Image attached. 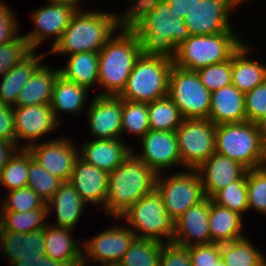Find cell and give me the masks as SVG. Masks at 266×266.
<instances>
[{"label":"cell","mask_w":266,"mask_h":266,"mask_svg":"<svg viewBox=\"0 0 266 266\" xmlns=\"http://www.w3.org/2000/svg\"><path fill=\"white\" fill-rule=\"evenodd\" d=\"M144 48L134 30L118 29L99 53L97 95L118 96ZM102 89V90H101Z\"/></svg>","instance_id":"cell-1"},{"label":"cell","mask_w":266,"mask_h":266,"mask_svg":"<svg viewBox=\"0 0 266 266\" xmlns=\"http://www.w3.org/2000/svg\"><path fill=\"white\" fill-rule=\"evenodd\" d=\"M118 29L116 12L77 9L60 41L48 54L69 56L80 52H99Z\"/></svg>","instance_id":"cell-2"},{"label":"cell","mask_w":266,"mask_h":266,"mask_svg":"<svg viewBox=\"0 0 266 266\" xmlns=\"http://www.w3.org/2000/svg\"><path fill=\"white\" fill-rule=\"evenodd\" d=\"M157 174L133 152L108 174L106 215L119 218L156 187Z\"/></svg>","instance_id":"cell-3"},{"label":"cell","mask_w":266,"mask_h":266,"mask_svg":"<svg viewBox=\"0 0 266 266\" xmlns=\"http://www.w3.org/2000/svg\"><path fill=\"white\" fill-rule=\"evenodd\" d=\"M173 65L172 55L143 52L118 96L142 103L168 96L169 76Z\"/></svg>","instance_id":"cell-4"},{"label":"cell","mask_w":266,"mask_h":266,"mask_svg":"<svg viewBox=\"0 0 266 266\" xmlns=\"http://www.w3.org/2000/svg\"><path fill=\"white\" fill-rule=\"evenodd\" d=\"M234 30L211 35H190L172 54L173 64L197 71L229 59L246 40Z\"/></svg>","instance_id":"cell-5"},{"label":"cell","mask_w":266,"mask_h":266,"mask_svg":"<svg viewBox=\"0 0 266 266\" xmlns=\"http://www.w3.org/2000/svg\"><path fill=\"white\" fill-rule=\"evenodd\" d=\"M141 42L144 52L172 55L189 36L184 19L171 11L166 0L133 29Z\"/></svg>","instance_id":"cell-6"},{"label":"cell","mask_w":266,"mask_h":266,"mask_svg":"<svg viewBox=\"0 0 266 266\" xmlns=\"http://www.w3.org/2000/svg\"><path fill=\"white\" fill-rule=\"evenodd\" d=\"M113 219H123L139 239L165 244L172 242L175 235V220L167 213L162 196L156 188L141 197L119 218Z\"/></svg>","instance_id":"cell-7"},{"label":"cell","mask_w":266,"mask_h":266,"mask_svg":"<svg viewBox=\"0 0 266 266\" xmlns=\"http://www.w3.org/2000/svg\"><path fill=\"white\" fill-rule=\"evenodd\" d=\"M215 152L232 159L247 170L261 167L266 145L254 122L216 125Z\"/></svg>","instance_id":"cell-8"},{"label":"cell","mask_w":266,"mask_h":266,"mask_svg":"<svg viewBox=\"0 0 266 266\" xmlns=\"http://www.w3.org/2000/svg\"><path fill=\"white\" fill-rule=\"evenodd\" d=\"M155 188L162 196L167 213L175 221L190 207L206 198L197 169L173 171L169 175L159 174Z\"/></svg>","instance_id":"cell-9"},{"label":"cell","mask_w":266,"mask_h":266,"mask_svg":"<svg viewBox=\"0 0 266 266\" xmlns=\"http://www.w3.org/2000/svg\"><path fill=\"white\" fill-rule=\"evenodd\" d=\"M168 96L184 119H208L211 92L203 86L196 71L173 65L169 76Z\"/></svg>","instance_id":"cell-10"},{"label":"cell","mask_w":266,"mask_h":266,"mask_svg":"<svg viewBox=\"0 0 266 266\" xmlns=\"http://www.w3.org/2000/svg\"><path fill=\"white\" fill-rule=\"evenodd\" d=\"M182 170L198 169L215 153L216 125L209 119H184L176 129Z\"/></svg>","instance_id":"cell-11"},{"label":"cell","mask_w":266,"mask_h":266,"mask_svg":"<svg viewBox=\"0 0 266 266\" xmlns=\"http://www.w3.org/2000/svg\"><path fill=\"white\" fill-rule=\"evenodd\" d=\"M120 223H113L104 231L100 230V233L83 240L82 266L113 264L121 261L136 237L124 222Z\"/></svg>","instance_id":"cell-12"},{"label":"cell","mask_w":266,"mask_h":266,"mask_svg":"<svg viewBox=\"0 0 266 266\" xmlns=\"http://www.w3.org/2000/svg\"><path fill=\"white\" fill-rule=\"evenodd\" d=\"M78 8L66 2H51L30 12L34 28L23 36L27 39L31 50L37 51L48 39H52L51 49L60 41L68 27L72 15Z\"/></svg>","instance_id":"cell-13"},{"label":"cell","mask_w":266,"mask_h":266,"mask_svg":"<svg viewBox=\"0 0 266 266\" xmlns=\"http://www.w3.org/2000/svg\"><path fill=\"white\" fill-rule=\"evenodd\" d=\"M60 137L47 141L40 140L26 149L41 167L62 182H69L78 157V144H75L76 141L72 138Z\"/></svg>","instance_id":"cell-14"},{"label":"cell","mask_w":266,"mask_h":266,"mask_svg":"<svg viewBox=\"0 0 266 266\" xmlns=\"http://www.w3.org/2000/svg\"><path fill=\"white\" fill-rule=\"evenodd\" d=\"M13 115L15 143L19 148L26 149L40 142L43 136H48L61 126L50 104L13 107ZM22 140L25 141L23 145Z\"/></svg>","instance_id":"cell-15"},{"label":"cell","mask_w":266,"mask_h":266,"mask_svg":"<svg viewBox=\"0 0 266 266\" xmlns=\"http://www.w3.org/2000/svg\"><path fill=\"white\" fill-rule=\"evenodd\" d=\"M237 8L233 0H201L187 13L184 22L190 35L223 33L234 30L229 17Z\"/></svg>","instance_id":"cell-16"},{"label":"cell","mask_w":266,"mask_h":266,"mask_svg":"<svg viewBox=\"0 0 266 266\" xmlns=\"http://www.w3.org/2000/svg\"><path fill=\"white\" fill-rule=\"evenodd\" d=\"M139 142L141 152L132 151L157 175L182 167L175 131L149 130Z\"/></svg>","instance_id":"cell-17"},{"label":"cell","mask_w":266,"mask_h":266,"mask_svg":"<svg viewBox=\"0 0 266 266\" xmlns=\"http://www.w3.org/2000/svg\"><path fill=\"white\" fill-rule=\"evenodd\" d=\"M85 111L92 139L122 138V98L95 94Z\"/></svg>","instance_id":"cell-18"},{"label":"cell","mask_w":266,"mask_h":266,"mask_svg":"<svg viewBox=\"0 0 266 266\" xmlns=\"http://www.w3.org/2000/svg\"><path fill=\"white\" fill-rule=\"evenodd\" d=\"M211 198L206 197L190 207L175 221L173 243L189 247L211 243L209 211Z\"/></svg>","instance_id":"cell-19"},{"label":"cell","mask_w":266,"mask_h":266,"mask_svg":"<svg viewBox=\"0 0 266 266\" xmlns=\"http://www.w3.org/2000/svg\"><path fill=\"white\" fill-rule=\"evenodd\" d=\"M69 183L80 198L106 213L108 173L77 157Z\"/></svg>","instance_id":"cell-20"},{"label":"cell","mask_w":266,"mask_h":266,"mask_svg":"<svg viewBox=\"0 0 266 266\" xmlns=\"http://www.w3.org/2000/svg\"><path fill=\"white\" fill-rule=\"evenodd\" d=\"M131 148L122 138L88 139L78 146V156L108 174L121 165L131 153Z\"/></svg>","instance_id":"cell-21"},{"label":"cell","mask_w":266,"mask_h":266,"mask_svg":"<svg viewBox=\"0 0 266 266\" xmlns=\"http://www.w3.org/2000/svg\"><path fill=\"white\" fill-rule=\"evenodd\" d=\"M204 195L212 198L230 183L239 180L247 169L232 159L213 153L198 169Z\"/></svg>","instance_id":"cell-22"},{"label":"cell","mask_w":266,"mask_h":266,"mask_svg":"<svg viewBox=\"0 0 266 266\" xmlns=\"http://www.w3.org/2000/svg\"><path fill=\"white\" fill-rule=\"evenodd\" d=\"M0 250L10 266L20 259L36 260L45 254L44 228L25 234L0 230Z\"/></svg>","instance_id":"cell-23"},{"label":"cell","mask_w":266,"mask_h":266,"mask_svg":"<svg viewBox=\"0 0 266 266\" xmlns=\"http://www.w3.org/2000/svg\"><path fill=\"white\" fill-rule=\"evenodd\" d=\"M211 107L208 119L215 125L247 121L245 93L233 84L226 85L211 93Z\"/></svg>","instance_id":"cell-24"},{"label":"cell","mask_w":266,"mask_h":266,"mask_svg":"<svg viewBox=\"0 0 266 266\" xmlns=\"http://www.w3.org/2000/svg\"><path fill=\"white\" fill-rule=\"evenodd\" d=\"M255 47L251 42L244 41L231 56L232 84L243 93L253 90L266 80V64L250 56Z\"/></svg>","instance_id":"cell-25"},{"label":"cell","mask_w":266,"mask_h":266,"mask_svg":"<svg viewBox=\"0 0 266 266\" xmlns=\"http://www.w3.org/2000/svg\"><path fill=\"white\" fill-rule=\"evenodd\" d=\"M48 215L56 214V222L49 224L75 230L80 217L84 215L87 203H85L78 192L69 182H63L53 197L46 203Z\"/></svg>","instance_id":"cell-26"},{"label":"cell","mask_w":266,"mask_h":266,"mask_svg":"<svg viewBox=\"0 0 266 266\" xmlns=\"http://www.w3.org/2000/svg\"><path fill=\"white\" fill-rule=\"evenodd\" d=\"M48 51L38 54L32 50L25 58L6 72L0 81V103L14 107L19 92L30 79L33 73L43 64Z\"/></svg>","instance_id":"cell-27"},{"label":"cell","mask_w":266,"mask_h":266,"mask_svg":"<svg viewBox=\"0 0 266 266\" xmlns=\"http://www.w3.org/2000/svg\"><path fill=\"white\" fill-rule=\"evenodd\" d=\"M89 92L90 90L87 88L67 81L58 75L53 85L50 106L55 118L61 125L63 122L59 117L61 113H70L77 118L82 114V111H86L85 105L88 103Z\"/></svg>","instance_id":"cell-28"},{"label":"cell","mask_w":266,"mask_h":266,"mask_svg":"<svg viewBox=\"0 0 266 266\" xmlns=\"http://www.w3.org/2000/svg\"><path fill=\"white\" fill-rule=\"evenodd\" d=\"M74 230L49 223L44 228L45 255L53 260L82 263V242L73 236Z\"/></svg>","instance_id":"cell-29"},{"label":"cell","mask_w":266,"mask_h":266,"mask_svg":"<svg viewBox=\"0 0 266 266\" xmlns=\"http://www.w3.org/2000/svg\"><path fill=\"white\" fill-rule=\"evenodd\" d=\"M43 63L19 92L14 107L50 104L53 85L59 75V68Z\"/></svg>","instance_id":"cell-30"},{"label":"cell","mask_w":266,"mask_h":266,"mask_svg":"<svg viewBox=\"0 0 266 266\" xmlns=\"http://www.w3.org/2000/svg\"><path fill=\"white\" fill-rule=\"evenodd\" d=\"M242 215L228 208L217 205L211 198L209 228L211 243L223 244L239 240L245 235Z\"/></svg>","instance_id":"cell-31"},{"label":"cell","mask_w":266,"mask_h":266,"mask_svg":"<svg viewBox=\"0 0 266 266\" xmlns=\"http://www.w3.org/2000/svg\"><path fill=\"white\" fill-rule=\"evenodd\" d=\"M67 58L65 66L59 68L60 76L90 91L92 87L98 86V52H80Z\"/></svg>","instance_id":"cell-32"},{"label":"cell","mask_w":266,"mask_h":266,"mask_svg":"<svg viewBox=\"0 0 266 266\" xmlns=\"http://www.w3.org/2000/svg\"><path fill=\"white\" fill-rule=\"evenodd\" d=\"M255 246L248 236L221 244L225 266H266V254Z\"/></svg>","instance_id":"cell-33"},{"label":"cell","mask_w":266,"mask_h":266,"mask_svg":"<svg viewBox=\"0 0 266 266\" xmlns=\"http://www.w3.org/2000/svg\"><path fill=\"white\" fill-rule=\"evenodd\" d=\"M48 217L47 209L26 212L0 211V230L31 233L45 228Z\"/></svg>","instance_id":"cell-34"},{"label":"cell","mask_w":266,"mask_h":266,"mask_svg":"<svg viewBox=\"0 0 266 266\" xmlns=\"http://www.w3.org/2000/svg\"><path fill=\"white\" fill-rule=\"evenodd\" d=\"M150 130L176 131L184 118L169 96L148 103Z\"/></svg>","instance_id":"cell-35"},{"label":"cell","mask_w":266,"mask_h":266,"mask_svg":"<svg viewBox=\"0 0 266 266\" xmlns=\"http://www.w3.org/2000/svg\"><path fill=\"white\" fill-rule=\"evenodd\" d=\"M31 159L32 156L27 149L19 148L0 171L1 189L11 191L27 187Z\"/></svg>","instance_id":"cell-36"},{"label":"cell","mask_w":266,"mask_h":266,"mask_svg":"<svg viewBox=\"0 0 266 266\" xmlns=\"http://www.w3.org/2000/svg\"><path fill=\"white\" fill-rule=\"evenodd\" d=\"M163 245L158 241L135 238L119 264L121 266H160Z\"/></svg>","instance_id":"cell-37"},{"label":"cell","mask_w":266,"mask_h":266,"mask_svg":"<svg viewBox=\"0 0 266 266\" xmlns=\"http://www.w3.org/2000/svg\"><path fill=\"white\" fill-rule=\"evenodd\" d=\"M149 130L148 103L122 99V139L128 133L141 139Z\"/></svg>","instance_id":"cell-38"},{"label":"cell","mask_w":266,"mask_h":266,"mask_svg":"<svg viewBox=\"0 0 266 266\" xmlns=\"http://www.w3.org/2000/svg\"><path fill=\"white\" fill-rule=\"evenodd\" d=\"M212 200L217 205L235 211L244 217V213H248L246 173L239 180L218 191Z\"/></svg>","instance_id":"cell-39"},{"label":"cell","mask_w":266,"mask_h":266,"mask_svg":"<svg viewBox=\"0 0 266 266\" xmlns=\"http://www.w3.org/2000/svg\"><path fill=\"white\" fill-rule=\"evenodd\" d=\"M0 211L26 212L47 209V205L31 188L24 187L4 192L0 197Z\"/></svg>","instance_id":"cell-40"},{"label":"cell","mask_w":266,"mask_h":266,"mask_svg":"<svg viewBox=\"0 0 266 266\" xmlns=\"http://www.w3.org/2000/svg\"><path fill=\"white\" fill-rule=\"evenodd\" d=\"M63 182L41 167L32 158L29 161L28 185L41 199L47 203Z\"/></svg>","instance_id":"cell-41"},{"label":"cell","mask_w":266,"mask_h":266,"mask_svg":"<svg viewBox=\"0 0 266 266\" xmlns=\"http://www.w3.org/2000/svg\"><path fill=\"white\" fill-rule=\"evenodd\" d=\"M246 185L248 212L266 215V171L262 167L247 170Z\"/></svg>","instance_id":"cell-42"},{"label":"cell","mask_w":266,"mask_h":266,"mask_svg":"<svg viewBox=\"0 0 266 266\" xmlns=\"http://www.w3.org/2000/svg\"><path fill=\"white\" fill-rule=\"evenodd\" d=\"M203 86L211 93L232 84L231 57L196 71Z\"/></svg>","instance_id":"cell-43"},{"label":"cell","mask_w":266,"mask_h":266,"mask_svg":"<svg viewBox=\"0 0 266 266\" xmlns=\"http://www.w3.org/2000/svg\"><path fill=\"white\" fill-rule=\"evenodd\" d=\"M161 0H130L127 10L117 13L119 29L133 30L144 18L153 12Z\"/></svg>","instance_id":"cell-44"},{"label":"cell","mask_w":266,"mask_h":266,"mask_svg":"<svg viewBox=\"0 0 266 266\" xmlns=\"http://www.w3.org/2000/svg\"><path fill=\"white\" fill-rule=\"evenodd\" d=\"M31 51L27 39L20 34L9 43L0 45V78Z\"/></svg>","instance_id":"cell-45"},{"label":"cell","mask_w":266,"mask_h":266,"mask_svg":"<svg viewBox=\"0 0 266 266\" xmlns=\"http://www.w3.org/2000/svg\"><path fill=\"white\" fill-rule=\"evenodd\" d=\"M245 112L247 121L254 123L266 115V80L245 93Z\"/></svg>","instance_id":"cell-46"},{"label":"cell","mask_w":266,"mask_h":266,"mask_svg":"<svg viewBox=\"0 0 266 266\" xmlns=\"http://www.w3.org/2000/svg\"><path fill=\"white\" fill-rule=\"evenodd\" d=\"M192 266H215L221 260V244L209 243L188 247Z\"/></svg>","instance_id":"cell-47"},{"label":"cell","mask_w":266,"mask_h":266,"mask_svg":"<svg viewBox=\"0 0 266 266\" xmlns=\"http://www.w3.org/2000/svg\"><path fill=\"white\" fill-rule=\"evenodd\" d=\"M3 1L0 0V45L9 43L20 34L16 12Z\"/></svg>","instance_id":"cell-48"},{"label":"cell","mask_w":266,"mask_h":266,"mask_svg":"<svg viewBox=\"0 0 266 266\" xmlns=\"http://www.w3.org/2000/svg\"><path fill=\"white\" fill-rule=\"evenodd\" d=\"M160 266H192L188 247L173 242L162 246Z\"/></svg>","instance_id":"cell-49"},{"label":"cell","mask_w":266,"mask_h":266,"mask_svg":"<svg viewBox=\"0 0 266 266\" xmlns=\"http://www.w3.org/2000/svg\"><path fill=\"white\" fill-rule=\"evenodd\" d=\"M0 140L15 142L13 107L0 103Z\"/></svg>","instance_id":"cell-50"},{"label":"cell","mask_w":266,"mask_h":266,"mask_svg":"<svg viewBox=\"0 0 266 266\" xmlns=\"http://www.w3.org/2000/svg\"><path fill=\"white\" fill-rule=\"evenodd\" d=\"M11 266H82V263L60 262L49 258L47 255H40L36 260L20 259Z\"/></svg>","instance_id":"cell-51"},{"label":"cell","mask_w":266,"mask_h":266,"mask_svg":"<svg viewBox=\"0 0 266 266\" xmlns=\"http://www.w3.org/2000/svg\"><path fill=\"white\" fill-rule=\"evenodd\" d=\"M171 8L178 17L184 19L188 12L201 0H166Z\"/></svg>","instance_id":"cell-52"},{"label":"cell","mask_w":266,"mask_h":266,"mask_svg":"<svg viewBox=\"0 0 266 266\" xmlns=\"http://www.w3.org/2000/svg\"><path fill=\"white\" fill-rule=\"evenodd\" d=\"M18 149L15 142L0 140V171Z\"/></svg>","instance_id":"cell-53"},{"label":"cell","mask_w":266,"mask_h":266,"mask_svg":"<svg viewBox=\"0 0 266 266\" xmlns=\"http://www.w3.org/2000/svg\"><path fill=\"white\" fill-rule=\"evenodd\" d=\"M257 129L260 133V137L262 142L266 145V115L261 117L259 120L255 122Z\"/></svg>","instance_id":"cell-54"},{"label":"cell","mask_w":266,"mask_h":266,"mask_svg":"<svg viewBox=\"0 0 266 266\" xmlns=\"http://www.w3.org/2000/svg\"><path fill=\"white\" fill-rule=\"evenodd\" d=\"M47 1H51V2H66V3H70L74 6H76L78 9H81L83 7V2L86 3V0H47ZM92 1V0H88Z\"/></svg>","instance_id":"cell-55"},{"label":"cell","mask_w":266,"mask_h":266,"mask_svg":"<svg viewBox=\"0 0 266 266\" xmlns=\"http://www.w3.org/2000/svg\"><path fill=\"white\" fill-rule=\"evenodd\" d=\"M234 1V3L238 6V7H240L242 4H244V2H246V1H248V0H233ZM240 5V6H239Z\"/></svg>","instance_id":"cell-56"},{"label":"cell","mask_w":266,"mask_h":266,"mask_svg":"<svg viewBox=\"0 0 266 266\" xmlns=\"http://www.w3.org/2000/svg\"><path fill=\"white\" fill-rule=\"evenodd\" d=\"M91 266H97V265H91ZM100 266H121V265L119 263H113V264H102Z\"/></svg>","instance_id":"cell-57"},{"label":"cell","mask_w":266,"mask_h":266,"mask_svg":"<svg viewBox=\"0 0 266 266\" xmlns=\"http://www.w3.org/2000/svg\"><path fill=\"white\" fill-rule=\"evenodd\" d=\"M261 167L266 171V159H265V161L263 162V164L261 165Z\"/></svg>","instance_id":"cell-58"},{"label":"cell","mask_w":266,"mask_h":266,"mask_svg":"<svg viewBox=\"0 0 266 266\" xmlns=\"http://www.w3.org/2000/svg\"><path fill=\"white\" fill-rule=\"evenodd\" d=\"M215 266H225L224 262L221 260L217 265Z\"/></svg>","instance_id":"cell-59"}]
</instances>
